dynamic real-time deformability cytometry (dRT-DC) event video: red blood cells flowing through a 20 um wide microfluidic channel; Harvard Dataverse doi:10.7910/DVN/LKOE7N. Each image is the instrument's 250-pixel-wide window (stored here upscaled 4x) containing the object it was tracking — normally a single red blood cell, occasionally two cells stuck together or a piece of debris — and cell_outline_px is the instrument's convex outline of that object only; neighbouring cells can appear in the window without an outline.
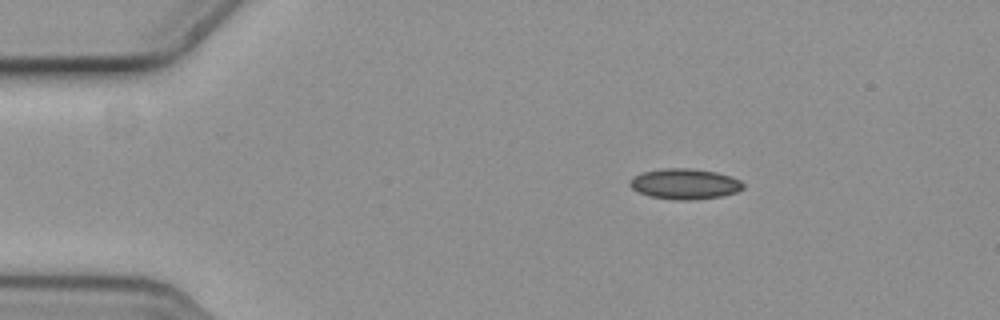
{"species": "common noctule bat (a hibernating species)", "species_latin": "Nyctalus noctula", "temperature_condition": "cold", "stored_images_in_passage": 4, "camera_frame_rate_fps": 3000, "um_per_image_px": 0.085, "animal": {"sex": "female", "body_mass_g": 19.3, "forearm_length_mm": 54.1}, "frame": {"image": 1, "passage_image": 1, "time_ms": 0.0, "image_size_px": [1000, 320], "cell_outline_px": [[744, 188], [736, 192], [724, 196], [692, 200], [676, 200], [648, 196], [632, 188], [628, 184], [632, 176], [644, 172], [664, 168], [688, 168], [716, 172], [740, 180], [744, 184]], "centroid_in_image_um": [58.2, 15.64], "position_along_channel_um": 26.8, "area_um2": 20.17}}
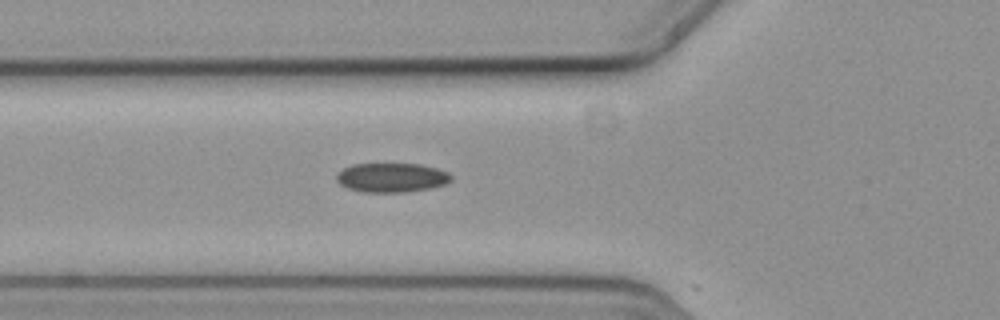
{"frame": {"image": 2, "passage_image": 4, "time_ms": 1.0, "image_size_px": [1000, 320], "cell_outline_px": [[452, 180], [444, 184], [428, 188], [404, 192], [360, 192], [348, 188], [340, 184], [336, 180], [336, 176], [344, 168], [352, 164], [420, 164], [436, 168], [448, 172], [452, 176]], "centroid_in_image_um": [33.28, 15.09], "position_along_channel_um": 92.5, "area_um2": 19.42}}